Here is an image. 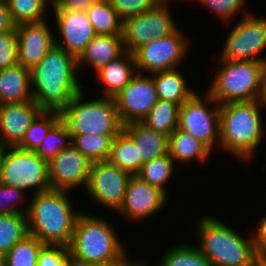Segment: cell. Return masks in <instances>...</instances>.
<instances>
[{"label":"cell","instance_id":"obj_11","mask_svg":"<svg viewBox=\"0 0 266 266\" xmlns=\"http://www.w3.org/2000/svg\"><path fill=\"white\" fill-rule=\"evenodd\" d=\"M223 45L221 59L261 62L265 58L261 52L266 48V18L256 17L250 11L244 12Z\"/></svg>","mask_w":266,"mask_h":266},{"label":"cell","instance_id":"obj_2","mask_svg":"<svg viewBox=\"0 0 266 266\" xmlns=\"http://www.w3.org/2000/svg\"><path fill=\"white\" fill-rule=\"evenodd\" d=\"M70 191L49 189L30 198L27 224L30 235L44 245L70 244L76 220L81 213L74 209Z\"/></svg>","mask_w":266,"mask_h":266},{"label":"cell","instance_id":"obj_35","mask_svg":"<svg viewBox=\"0 0 266 266\" xmlns=\"http://www.w3.org/2000/svg\"><path fill=\"white\" fill-rule=\"evenodd\" d=\"M72 144L71 134L60 118L48 131L46 138L41 142L39 147L34 151L41 159L49 162L62 149Z\"/></svg>","mask_w":266,"mask_h":266},{"label":"cell","instance_id":"obj_39","mask_svg":"<svg viewBox=\"0 0 266 266\" xmlns=\"http://www.w3.org/2000/svg\"><path fill=\"white\" fill-rule=\"evenodd\" d=\"M18 64L16 29L0 33V70Z\"/></svg>","mask_w":266,"mask_h":266},{"label":"cell","instance_id":"obj_16","mask_svg":"<svg viewBox=\"0 0 266 266\" xmlns=\"http://www.w3.org/2000/svg\"><path fill=\"white\" fill-rule=\"evenodd\" d=\"M169 197L157 187L151 186L143 181L137 175H132L129 179L124 200L120 208L116 211L118 214L130 220L139 222L152 217L166 206Z\"/></svg>","mask_w":266,"mask_h":266},{"label":"cell","instance_id":"obj_14","mask_svg":"<svg viewBox=\"0 0 266 266\" xmlns=\"http://www.w3.org/2000/svg\"><path fill=\"white\" fill-rule=\"evenodd\" d=\"M137 73L113 99L123 125L141 122L159 100L152 76Z\"/></svg>","mask_w":266,"mask_h":266},{"label":"cell","instance_id":"obj_41","mask_svg":"<svg viewBox=\"0 0 266 266\" xmlns=\"http://www.w3.org/2000/svg\"><path fill=\"white\" fill-rule=\"evenodd\" d=\"M118 16L124 20L127 17L139 15L154 7L161 0H108Z\"/></svg>","mask_w":266,"mask_h":266},{"label":"cell","instance_id":"obj_9","mask_svg":"<svg viewBox=\"0 0 266 266\" xmlns=\"http://www.w3.org/2000/svg\"><path fill=\"white\" fill-rule=\"evenodd\" d=\"M0 183L34 194L50 188L48 162L41 159L34 151H25L10 147L4 160Z\"/></svg>","mask_w":266,"mask_h":266},{"label":"cell","instance_id":"obj_34","mask_svg":"<svg viewBox=\"0 0 266 266\" xmlns=\"http://www.w3.org/2000/svg\"><path fill=\"white\" fill-rule=\"evenodd\" d=\"M61 118L59 112L41 111L31 122L21 143L17 148L25 151H35L46 138L49 129Z\"/></svg>","mask_w":266,"mask_h":266},{"label":"cell","instance_id":"obj_5","mask_svg":"<svg viewBox=\"0 0 266 266\" xmlns=\"http://www.w3.org/2000/svg\"><path fill=\"white\" fill-rule=\"evenodd\" d=\"M197 247L210 261L211 266H266L257 256L252 234L241 236L235 228L205 215L196 225Z\"/></svg>","mask_w":266,"mask_h":266},{"label":"cell","instance_id":"obj_47","mask_svg":"<svg viewBox=\"0 0 266 266\" xmlns=\"http://www.w3.org/2000/svg\"><path fill=\"white\" fill-rule=\"evenodd\" d=\"M9 148H10L9 146L3 144L0 141V175H1V172H2V169H3L5 157H6L7 153H8Z\"/></svg>","mask_w":266,"mask_h":266},{"label":"cell","instance_id":"obj_8","mask_svg":"<svg viewBox=\"0 0 266 266\" xmlns=\"http://www.w3.org/2000/svg\"><path fill=\"white\" fill-rule=\"evenodd\" d=\"M178 128L201 141L211 151L215 146L218 148L219 103L206 91L202 96L196 92L180 106Z\"/></svg>","mask_w":266,"mask_h":266},{"label":"cell","instance_id":"obj_17","mask_svg":"<svg viewBox=\"0 0 266 266\" xmlns=\"http://www.w3.org/2000/svg\"><path fill=\"white\" fill-rule=\"evenodd\" d=\"M52 10L55 14V27L57 26L58 35L62 40L59 42L57 37L55 44L77 59L96 36L86 10Z\"/></svg>","mask_w":266,"mask_h":266},{"label":"cell","instance_id":"obj_13","mask_svg":"<svg viewBox=\"0 0 266 266\" xmlns=\"http://www.w3.org/2000/svg\"><path fill=\"white\" fill-rule=\"evenodd\" d=\"M132 174L108 160L91 164L90 176L85 190L98 205L116 212L123 203Z\"/></svg>","mask_w":266,"mask_h":266},{"label":"cell","instance_id":"obj_1","mask_svg":"<svg viewBox=\"0 0 266 266\" xmlns=\"http://www.w3.org/2000/svg\"><path fill=\"white\" fill-rule=\"evenodd\" d=\"M77 72L76 58L55 44L30 70L33 101L42 111L61 113L85 88L80 84Z\"/></svg>","mask_w":266,"mask_h":266},{"label":"cell","instance_id":"obj_37","mask_svg":"<svg viewBox=\"0 0 266 266\" xmlns=\"http://www.w3.org/2000/svg\"><path fill=\"white\" fill-rule=\"evenodd\" d=\"M25 194L26 193L23 190L13 187H8L0 183V215L3 214L26 215L29 206L26 205L24 209L22 208V204H24L23 199H26ZM19 205L21 206L19 207Z\"/></svg>","mask_w":266,"mask_h":266},{"label":"cell","instance_id":"obj_29","mask_svg":"<svg viewBox=\"0 0 266 266\" xmlns=\"http://www.w3.org/2000/svg\"><path fill=\"white\" fill-rule=\"evenodd\" d=\"M177 168V164L167 153L143 163L136 175L151 186L160 189L169 197L166 189L167 181L172 178Z\"/></svg>","mask_w":266,"mask_h":266},{"label":"cell","instance_id":"obj_26","mask_svg":"<svg viewBox=\"0 0 266 266\" xmlns=\"http://www.w3.org/2000/svg\"><path fill=\"white\" fill-rule=\"evenodd\" d=\"M107 160L132 175H136L143 165L137 147L123 130L112 140Z\"/></svg>","mask_w":266,"mask_h":266},{"label":"cell","instance_id":"obj_27","mask_svg":"<svg viewBox=\"0 0 266 266\" xmlns=\"http://www.w3.org/2000/svg\"><path fill=\"white\" fill-rule=\"evenodd\" d=\"M96 35H122L123 20L108 0H99L86 9Z\"/></svg>","mask_w":266,"mask_h":266},{"label":"cell","instance_id":"obj_46","mask_svg":"<svg viewBox=\"0 0 266 266\" xmlns=\"http://www.w3.org/2000/svg\"><path fill=\"white\" fill-rule=\"evenodd\" d=\"M69 266H122V265L94 264V263H89V262H82V261H79V260H76V259L70 257Z\"/></svg>","mask_w":266,"mask_h":266},{"label":"cell","instance_id":"obj_21","mask_svg":"<svg viewBox=\"0 0 266 266\" xmlns=\"http://www.w3.org/2000/svg\"><path fill=\"white\" fill-rule=\"evenodd\" d=\"M136 74L134 55L125 51L96 72V78L103 83L102 97L117 96Z\"/></svg>","mask_w":266,"mask_h":266},{"label":"cell","instance_id":"obj_23","mask_svg":"<svg viewBox=\"0 0 266 266\" xmlns=\"http://www.w3.org/2000/svg\"><path fill=\"white\" fill-rule=\"evenodd\" d=\"M32 100L30 69L18 63L0 70V104Z\"/></svg>","mask_w":266,"mask_h":266},{"label":"cell","instance_id":"obj_48","mask_svg":"<svg viewBox=\"0 0 266 266\" xmlns=\"http://www.w3.org/2000/svg\"><path fill=\"white\" fill-rule=\"evenodd\" d=\"M122 266H147V263H145L144 261L143 262H141V260L140 261H133V260H128L124 265H122Z\"/></svg>","mask_w":266,"mask_h":266},{"label":"cell","instance_id":"obj_12","mask_svg":"<svg viewBox=\"0 0 266 266\" xmlns=\"http://www.w3.org/2000/svg\"><path fill=\"white\" fill-rule=\"evenodd\" d=\"M189 41L178 27L168 36L140 46L133 52L137 73L142 74L144 71L150 75L177 69L188 52Z\"/></svg>","mask_w":266,"mask_h":266},{"label":"cell","instance_id":"obj_31","mask_svg":"<svg viewBox=\"0 0 266 266\" xmlns=\"http://www.w3.org/2000/svg\"><path fill=\"white\" fill-rule=\"evenodd\" d=\"M155 266H211L197 245L176 244L168 248Z\"/></svg>","mask_w":266,"mask_h":266},{"label":"cell","instance_id":"obj_3","mask_svg":"<svg viewBox=\"0 0 266 266\" xmlns=\"http://www.w3.org/2000/svg\"><path fill=\"white\" fill-rule=\"evenodd\" d=\"M262 106L266 100L232 102L219 105L220 144L222 151L249 162L264 138ZM241 159V160H240Z\"/></svg>","mask_w":266,"mask_h":266},{"label":"cell","instance_id":"obj_44","mask_svg":"<svg viewBox=\"0 0 266 266\" xmlns=\"http://www.w3.org/2000/svg\"><path fill=\"white\" fill-rule=\"evenodd\" d=\"M17 24L13 21L7 2L0 1V33L16 29Z\"/></svg>","mask_w":266,"mask_h":266},{"label":"cell","instance_id":"obj_18","mask_svg":"<svg viewBox=\"0 0 266 266\" xmlns=\"http://www.w3.org/2000/svg\"><path fill=\"white\" fill-rule=\"evenodd\" d=\"M46 20L16 26L18 63L32 69L55 45V34Z\"/></svg>","mask_w":266,"mask_h":266},{"label":"cell","instance_id":"obj_40","mask_svg":"<svg viewBox=\"0 0 266 266\" xmlns=\"http://www.w3.org/2000/svg\"><path fill=\"white\" fill-rule=\"evenodd\" d=\"M68 247L44 245L38 254L37 266H69Z\"/></svg>","mask_w":266,"mask_h":266},{"label":"cell","instance_id":"obj_49","mask_svg":"<svg viewBox=\"0 0 266 266\" xmlns=\"http://www.w3.org/2000/svg\"><path fill=\"white\" fill-rule=\"evenodd\" d=\"M2 264V257L0 256V265Z\"/></svg>","mask_w":266,"mask_h":266},{"label":"cell","instance_id":"obj_42","mask_svg":"<svg viewBox=\"0 0 266 266\" xmlns=\"http://www.w3.org/2000/svg\"><path fill=\"white\" fill-rule=\"evenodd\" d=\"M260 219L258 227L251 234L256 254L266 264V214Z\"/></svg>","mask_w":266,"mask_h":266},{"label":"cell","instance_id":"obj_30","mask_svg":"<svg viewBox=\"0 0 266 266\" xmlns=\"http://www.w3.org/2000/svg\"><path fill=\"white\" fill-rule=\"evenodd\" d=\"M28 234L27 215H0V256L7 254L13 245Z\"/></svg>","mask_w":266,"mask_h":266},{"label":"cell","instance_id":"obj_19","mask_svg":"<svg viewBox=\"0 0 266 266\" xmlns=\"http://www.w3.org/2000/svg\"><path fill=\"white\" fill-rule=\"evenodd\" d=\"M41 111L33 100L0 104V141L9 147H17Z\"/></svg>","mask_w":266,"mask_h":266},{"label":"cell","instance_id":"obj_38","mask_svg":"<svg viewBox=\"0 0 266 266\" xmlns=\"http://www.w3.org/2000/svg\"><path fill=\"white\" fill-rule=\"evenodd\" d=\"M190 1V0H189ZM198 1L205 8L211 10L217 17L222 19V22H229L236 13H240L245 6L246 0H191Z\"/></svg>","mask_w":266,"mask_h":266},{"label":"cell","instance_id":"obj_28","mask_svg":"<svg viewBox=\"0 0 266 266\" xmlns=\"http://www.w3.org/2000/svg\"><path fill=\"white\" fill-rule=\"evenodd\" d=\"M180 106L176 103L159 99L141 122L148 128L169 137L178 128Z\"/></svg>","mask_w":266,"mask_h":266},{"label":"cell","instance_id":"obj_22","mask_svg":"<svg viewBox=\"0 0 266 266\" xmlns=\"http://www.w3.org/2000/svg\"><path fill=\"white\" fill-rule=\"evenodd\" d=\"M123 131L133 140L138 158L143 163L168 153L169 137L148 128L142 122L125 124Z\"/></svg>","mask_w":266,"mask_h":266},{"label":"cell","instance_id":"obj_10","mask_svg":"<svg viewBox=\"0 0 266 266\" xmlns=\"http://www.w3.org/2000/svg\"><path fill=\"white\" fill-rule=\"evenodd\" d=\"M169 2L170 0H161L144 13L123 20L122 37L125 51L133 53L140 46L168 36L179 27L171 15Z\"/></svg>","mask_w":266,"mask_h":266},{"label":"cell","instance_id":"obj_32","mask_svg":"<svg viewBox=\"0 0 266 266\" xmlns=\"http://www.w3.org/2000/svg\"><path fill=\"white\" fill-rule=\"evenodd\" d=\"M117 135H71L72 145L91 163L107 160Z\"/></svg>","mask_w":266,"mask_h":266},{"label":"cell","instance_id":"obj_7","mask_svg":"<svg viewBox=\"0 0 266 266\" xmlns=\"http://www.w3.org/2000/svg\"><path fill=\"white\" fill-rule=\"evenodd\" d=\"M218 61L220 69L206 92L219 105L262 99L260 62Z\"/></svg>","mask_w":266,"mask_h":266},{"label":"cell","instance_id":"obj_24","mask_svg":"<svg viewBox=\"0 0 266 266\" xmlns=\"http://www.w3.org/2000/svg\"><path fill=\"white\" fill-rule=\"evenodd\" d=\"M168 153L176 163L190 164L196 161L204 163L211 155V150L189 133L176 128L169 135Z\"/></svg>","mask_w":266,"mask_h":266},{"label":"cell","instance_id":"obj_33","mask_svg":"<svg viewBox=\"0 0 266 266\" xmlns=\"http://www.w3.org/2000/svg\"><path fill=\"white\" fill-rule=\"evenodd\" d=\"M44 244L28 234L23 240L11 247L2 257L4 266H37L38 254Z\"/></svg>","mask_w":266,"mask_h":266},{"label":"cell","instance_id":"obj_6","mask_svg":"<svg viewBox=\"0 0 266 266\" xmlns=\"http://www.w3.org/2000/svg\"><path fill=\"white\" fill-rule=\"evenodd\" d=\"M84 89L60 113L71 135H117L123 130L113 98L86 100ZM86 100V101H85Z\"/></svg>","mask_w":266,"mask_h":266},{"label":"cell","instance_id":"obj_15","mask_svg":"<svg viewBox=\"0 0 266 266\" xmlns=\"http://www.w3.org/2000/svg\"><path fill=\"white\" fill-rule=\"evenodd\" d=\"M91 162L72 144L62 149L48 162V179L54 190L86 188L90 176Z\"/></svg>","mask_w":266,"mask_h":266},{"label":"cell","instance_id":"obj_36","mask_svg":"<svg viewBox=\"0 0 266 266\" xmlns=\"http://www.w3.org/2000/svg\"><path fill=\"white\" fill-rule=\"evenodd\" d=\"M52 3L53 0H7L9 11L16 24L45 20L47 7Z\"/></svg>","mask_w":266,"mask_h":266},{"label":"cell","instance_id":"obj_45","mask_svg":"<svg viewBox=\"0 0 266 266\" xmlns=\"http://www.w3.org/2000/svg\"><path fill=\"white\" fill-rule=\"evenodd\" d=\"M262 100H266V56L260 62Z\"/></svg>","mask_w":266,"mask_h":266},{"label":"cell","instance_id":"obj_25","mask_svg":"<svg viewBox=\"0 0 266 266\" xmlns=\"http://www.w3.org/2000/svg\"><path fill=\"white\" fill-rule=\"evenodd\" d=\"M156 93L160 100L170 101L182 105L190 99L196 91L187 86L186 76L179 68L150 74Z\"/></svg>","mask_w":266,"mask_h":266},{"label":"cell","instance_id":"obj_20","mask_svg":"<svg viewBox=\"0 0 266 266\" xmlns=\"http://www.w3.org/2000/svg\"><path fill=\"white\" fill-rule=\"evenodd\" d=\"M124 52L122 35H96L76 59L77 69L80 72L89 66L97 72Z\"/></svg>","mask_w":266,"mask_h":266},{"label":"cell","instance_id":"obj_43","mask_svg":"<svg viewBox=\"0 0 266 266\" xmlns=\"http://www.w3.org/2000/svg\"><path fill=\"white\" fill-rule=\"evenodd\" d=\"M99 0H53V9L86 10L92 3Z\"/></svg>","mask_w":266,"mask_h":266},{"label":"cell","instance_id":"obj_4","mask_svg":"<svg viewBox=\"0 0 266 266\" xmlns=\"http://www.w3.org/2000/svg\"><path fill=\"white\" fill-rule=\"evenodd\" d=\"M115 230L108 219L81 212L68 245L70 257L94 264L124 265L130 259Z\"/></svg>","mask_w":266,"mask_h":266}]
</instances>
